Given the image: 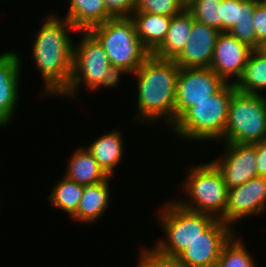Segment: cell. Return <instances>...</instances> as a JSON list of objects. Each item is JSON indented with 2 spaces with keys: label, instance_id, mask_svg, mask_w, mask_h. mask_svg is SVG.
<instances>
[{
  "label": "cell",
  "instance_id": "cell-6",
  "mask_svg": "<svg viewBox=\"0 0 266 267\" xmlns=\"http://www.w3.org/2000/svg\"><path fill=\"white\" fill-rule=\"evenodd\" d=\"M265 138L266 98L236 90L229 105L225 143L254 144Z\"/></svg>",
  "mask_w": 266,
  "mask_h": 267
},
{
  "label": "cell",
  "instance_id": "cell-23",
  "mask_svg": "<svg viewBox=\"0 0 266 267\" xmlns=\"http://www.w3.org/2000/svg\"><path fill=\"white\" fill-rule=\"evenodd\" d=\"M51 191L49 195L51 204L55 208L65 211L71 217L78 209L84 185L77 184L64 176L55 187L51 188Z\"/></svg>",
  "mask_w": 266,
  "mask_h": 267
},
{
  "label": "cell",
  "instance_id": "cell-36",
  "mask_svg": "<svg viewBox=\"0 0 266 267\" xmlns=\"http://www.w3.org/2000/svg\"><path fill=\"white\" fill-rule=\"evenodd\" d=\"M137 267H144L141 263H138Z\"/></svg>",
  "mask_w": 266,
  "mask_h": 267
},
{
  "label": "cell",
  "instance_id": "cell-3",
  "mask_svg": "<svg viewBox=\"0 0 266 267\" xmlns=\"http://www.w3.org/2000/svg\"><path fill=\"white\" fill-rule=\"evenodd\" d=\"M236 91L225 83L215 94L190 107L173 125V131L190 140H224L229 105Z\"/></svg>",
  "mask_w": 266,
  "mask_h": 267
},
{
  "label": "cell",
  "instance_id": "cell-26",
  "mask_svg": "<svg viewBox=\"0 0 266 267\" xmlns=\"http://www.w3.org/2000/svg\"><path fill=\"white\" fill-rule=\"evenodd\" d=\"M234 234L223 246L217 267H257L245 245Z\"/></svg>",
  "mask_w": 266,
  "mask_h": 267
},
{
  "label": "cell",
  "instance_id": "cell-14",
  "mask_svg": "<svg viewBox=\"0 0 266 267\" xmlns=\"http://www.w3.org/2000/svg\"><path fill=\"white\" fill-rule=\"evenodd\" d=\"M221 32L194 20L182 52L174 59L180 68H208Z\"/></svg>",
  "mask_w": 266,
  "mask_h": 267
},
{
  "label": "cell",
  "instance_id": "cell-1",
  "mask_svg": "<svg viewBox=\"0 0 266 267\" xmlns=\"http://www.w3.org/2000/svg\"><path fill=\"white\" fill-rule=\"evenodd\" d=\"M68 29V30H67ZM77 28L66 18L53 15L35 36L33 59L44 80V93L61 95L68 87L73 69V41L69 31Z\"/></svg>",
  "mask_w": 266,
  "mask_h": 267
},
{
  "label": "cell",
  "instance_id": "cell-34",
  "mask_svg": "<svg viewBox=\"0 0 266 267\" xmlns=\"http://www.w3.org/2000/svg\"><path fill=\"white\" fill-rule=\"evenodd\" d=\"M258 51L266 57V40L260 44Z\"/></svg>",
  "mask_w": 266,
  "mask_h": 267
},
{
  "label": "cell",
  "instance_id": "cell-20",
  "mask_svg": "<svg viewBox=\"0 0 266 267\" xmlns=\"http://www.w3.org/2000/svg\"><path fill=\"white\" fill-rule=\"evenodd\" d=\"M109 192V178L95 185L84 186L78 209L71 217L77 222L87 223L100 219L108 207Z\"/></svg>",
  "mask_w": 266,
  "mask_h": 267
},
{
  "label": "cell",
  "instance_id": "cell-32",
  "mask_svg": "<svg viewBox=\"0 0 266 267\" xmlns=\"http://www.w3.org/2000/svg\"><path fill=\"white\" fill-rule=\"evenodd\" d=\"M120 73H129L128 71H126L125 69H123V68H119V67H111L110 69H109V72L108 73H106V77H103L102 78V81L100 82V84H98V86L95 88V89H97V88H100V86L102 87H114V86H116L118 83H119V79H120V77L119 76H121V74Z\"/></svg>",
  "mask_w": 266,
  "mask_h": 267
},
{
  "label": "cell",
  "instance_id": "cell-10",
  "mask_svg": "<svg viewBox=\"0 0 266 267\" xmlns=\"http://www.w3.org/2000/svg\"><path fill=\"white\" fill-rule=\"evenodd\" d=\"M233 229L221 219H216L177 257L185 267H217L223 246L235 234Z\"/></svg>",
  "mask_w": 266,
  "mask_h": 267
},
{
  "label": "cell",
  "instance_id": "cell-31",
  "mask_svg": "<svg viewBox=\"0 0 266 267\" xmlns=\"http://www.w3.org/2000/svg\"><path fill=\"white\" fill-rule=\"evenodd\" d=\"M253 25L257 42L261 44L266 40V6L261 1L255 6Z\"/></svg>",
  "mask_w": 266,
  "mask_h": 267
},
{
  "label": "cell",
  "instance_id": "cell-17",
  "mask_svg": "<svg viewBox=\"0 0 266 267\" xmlns=\"http://www.w3.org/2000/svg\"><path fill=\"white\" fill-rule=\"evenodd\" d=\"M67 164L65 176L80 185H95L112 178L104 172L91 152L84 147H78Z\"/></svg>",
  "mask_w": 266,
  "mask_h": 267
},
{
  "label": "cell",
  "instance_id": "cell-2",
  "mask_svg": "<svg viewBox=\"0 0 266 267\" xmlns=\"http://www.w3.org/2000/svg\"><path fill=\"white\" fill-rule=\"evenodd\" d=\"M180 67L173 59L150 54L133 73L138 82L137 117L152 123L163 117L168 126L175 123V99Z\"/></svg>",
  "mask_w": 266,
  "mask_h": 267
},
{
  "label": "cell",
  "instance_id": "cell-22",
  "mask_svg": "<svg viewBox=\"0 0 266 267\" xmlns=\"http://www.w3.org/2000/svg\"><path fill=\"white\" fill-rule=\"evenodd\" d=\"M234 84L237 91L248 94L266 90V57L258 50H252L242 76Z\"/></svg>",
  "mask_w": 266,
  "mask_h": 267
},
{
  "label": "cell",
  "instance_id": "cell-5",
  "mask_svg": "<svg viewBox=\"0 0 266 267\" xmlns=\"http://www.w3.org/2000/svg\"><path fill=\"white\" fill-rule=\"evenodd\" d=\"M191 168L186 175L187 179L182 183L187 196L191 197L190 201H175L189 211L206 213L224 222L229 189L224 183L221 172L211 161Z\"/></svg>",
  "mask_w": 266,
  "mask_h": 267
},
{
  "label": "cell",
  "instance_id": "cell-4",
  "mask_svg": "<svg viewBox=\"0 0 266 267\" xmlns=\"http://www.w3.org/2000/svg\"><path fill=\"white\" fill-rule=\"evenodd\" d=\"M89 32L100 42L111 66L134 73L151 54L137 36L131 17H117L92 27Z\"/></svg>",
  "mask_w": 266,
  "mask_h": 267
},
{
  "label": "cell",
  "instance_id": "cell-19",
  "mask_svg": "<svg viewBox=\"0 0 266 267\" xmlns=\"http://www.w3.org/2000/svg\"><path fill=\"white\" fill-rule=\"evenodd\" d=\"M65 16L78 32L89 31L92 27L114 18L105 6L104 0H70Z\"/></svg>",
  "mask_w": 266,
  "mask_h": 267
},
{
  "label": "cell",
  "instance_id": "cell-29",
  "mask_svg": "<svg viewBox=\"0 0 266 267\" xmlns=\"http://www.w3.org/2000/svg\"><path fill=\"white\" fill-rule=\"evenodd\" d=\"M241 0L222 1V32H229L239 21Z\"/></svg>",
  "mask_w": 266,
  "mask_h": 267
},
{
  "label": "cell",
  "instance_id": "cell-30",
  "mask_svg": "<svg viewBox=\"0 0 266 267\" xmlns=\"http://www.w3.org/2000/svg\"><path fill=\"white\" fill-rule=\"evenodd\" d=\"M104 3L114 18L131 17L136 8V0H104Z\"/></svg>",
  "mask_w": 266,
  "mask_h": 267
},
{
  "label": "cell",
  "instance_id": "cell-27",
  "mask_svg": "<svg viewBox=\"0 0 266 267\" xmlns=\"http://www.w3.org/2000/svg\"><path fill=\"white\" fill-rule=\"evenodd\" d=\"M186 8L184 0H136L135 11L175 16Z\"/></svg>",
  "mask_w": 266,
  "mask_h": 267
},
{
  "label": "cell",
  "instance_id": "cell-35",
  "mask_svg": "<svg viewBox=\"0 0 266 267\" xmlns=\"http://www.w3.org/2000/svg\"><path fill=\"white\" fill-rule=\"evenodd\" d=\"M266 6V0H260Z\"/></svg>",
  "mask_w": 266,
  "mask_h": 267
},
{
  "label": "cell",
  "instance_id": "cell-7",
  "mask_svg": "<svg viewBox=\"0 0 266 267\" xmlns=\"http://www.w3.org/2000/svg\"><path fill=\"white\" fill-rule=\"evenodd\" d=\"M160 220L167 240L161 239L155 248L169 256H178L194 242L216 218L206 213L189 211L176 201L165 203L160 211Z\"/></svg>",
  "mask_w": 266,
  "mask_h": 267
},
{
  "label": "cell",
  "instance_id": "cell-8",
  "mask_svg": "<svg viewBox=\"0 0 266 267\" xmlns=\"http://www.w3.org/2000/svg\"><path fill=\"white\" fill-rule=\"evenodd\" d=\"M81 34L83 38L78 46L73 45L71 81L60 96H73L81 83L89 90H95L112 67L100 42L89 31H81Z\"/></svg>",
  "mask_w": 266,
  "mask_h": 267
},
{
  "label": "cell",
  "instance_id": "cell-16",
  "mask_svg": "<svg viewBox=\"0 0 266 267\" xmlns=\"http://www.w3.org/2000/svg\"><path fill=\"white\" fill-rule=\"evenodd\" d=\"M172 17L142 11H134L131 15L138 38L151 54L165 40Z\"/></svg>",
  "mask_w": 266,
  "mask_h": 267
},
{
  "label": "cell",
  "instance_id": "cell-15",
  "mask_svg": "<svg viewBox=\"0 0 266 267\" xmlns=\"http://www.w3.org/2000/svg\"><path fill=\"white\" fill-rule=\"evenodd\" d=\"M21 60L12 51L0 55V127L11 121L19 101Z\"/></svg>",
  "mask_w": 266,
  "mask_h": 267
},
{
  "label": "cell",
  "instance_id": "cell-21",
  "mask_svg": "<svg viewBox=\"0 0 266 267\" xmlns=\"http://www.w3.org/2000/svg\"><path fill=\"white\" fill-rule=\"evenodd\" d=\"M123 138L118 130L106 133L92 142L87 149L104 172L112 177L123 155Z\"/></svg>",
  "mask_w": 266,
  "mask_h": 267
},
{
  "label": "cell",
  "instance_id": "cell-12",
  "mask_svg": "<svg viewBox=\"0 0 266 267\" xmlns=\"http://www.w3.org/2000/svg\"><path fill=\"white\" fill-rule=\"evenodd\" d=\"M265 207L266 177L258 176L228 190L224 223L232 226L231 224L248 215L262 213Z\"/></svg>",
  "mask_w": 266,
  "mask_h": 267
},
{
  "label": "cell",
  "instance_id": "cell-18",
  "mask_svg": "<svg viewBox=\"0 0 266 267\" xmlns=\"http://www.w3.org/2000/svg\"><path fill=\"white\" fill-rule=\"evenodd\" d=\"M193 22L194 18L186 8L173 16L165 40L152 54L161 59L174 60L184 49Z\"/></svg>",
  "mask_w": 266,
  "mask_h": 267
},
{
  "label": "cell",
  "instance_id": "cell-25",
  "mask_svg": "<svg viewBox=\"0 0 266 267\" xmlns=\"http://www.w3.org/2000/svg\"><path fill=\"white\" fill-rule=\"evenodd\" d=\"M222 1L223 0H189L186 9L194 20L222 32Z\"/></svg>",
  "mask_w": 266,
  "mask_h": 267
},
{
  "label": "cell",
  "instance_id": "cell-9",
  "mask_svg": "<svg viewBox=\"0 0 266 267\" xmlns=\"http://www.w3.org/2000/svg\"><path fill=\"white\" fill-rule=\"evenodd\" d=\"M226 82L210 67L180 68L175 99V122L192 106L208 99Z\"/></svg>",
  "mask_w": 266,
  "mask_h": 267
},
{
  "label": "cell",
  "instance_id": "cell-13",
  "mask_svg": "<svg viewBox=\"0 0 266 267\" xmlns=\"http://www.w3.org/2000/svg\"><path fill=\"white\" fill-rule=\"evenodd\" d=\"M252 49L241 43L229 32H221L214 48L210 68L228 83L235 76V82L242 76Z\"/></svg>",
  "mask_w": 266,
  "mask_h": 267
},
{
  "label": "cell",
  "instance_id": "cell-33",
  "mask_svg": "<svg viewBox=\"0 0 266 267\" xmlns=\"http://www.w3.org/2000/svg\"><path fill=\"white\" fill-rule=\"evenodd\" d=\"M258 176L266 177V138L256 143Z\"/></svg>",
  "mask_w": 266,
  "mask_h": 267
},
{
  "label": "cell",
  "instance_id": "cell-11",
  "mask_svg": "<svg viewBox=\"0 0 266 267\" xmlns=\"http://www.w3.org/2000/svg\"><path fill=\"white\" fill-rule=\"evenodd\" d=\"M225 145L227 147L223 159L220 157L211 162L221 172L228 189L258 177L256 143H225Z\"/></svg>",
  "mask_w": 266,
  "mask_h": 267
},
{
  "label": "cell",
  "instance_id": "cell-24",
  "mask_svg": "<svg viewBox=\"0 0 266 267\" xmlns=\"http://www.w3.org/2000/svg\"><path fill=\"white\" fill-rule=\"evenodd\" d=\"M259 2L260 0H241L239 21L235 22L233 28L229 31L230 34L252 50H258L260 46L253 25L255 6Z\"/></svg>",
  "mask_w": 266,
  "mask_h": 267
},
{
  "label": "cell",
  "instance_id": "cell-28",
  "mask_svg": "<svg viewBox=\"0 0 266 267\" xmlns=\"http://www.w3.org/2000/svg\"><path fill=\"white\" fill-rule=\"evenodd\" d=\"M144 250L138 261L144 267H185L178 257L165 255L155 247Z\"/></svg>",
  "mask_w": 266,
  "mask_h": 267
}]
</instances>
